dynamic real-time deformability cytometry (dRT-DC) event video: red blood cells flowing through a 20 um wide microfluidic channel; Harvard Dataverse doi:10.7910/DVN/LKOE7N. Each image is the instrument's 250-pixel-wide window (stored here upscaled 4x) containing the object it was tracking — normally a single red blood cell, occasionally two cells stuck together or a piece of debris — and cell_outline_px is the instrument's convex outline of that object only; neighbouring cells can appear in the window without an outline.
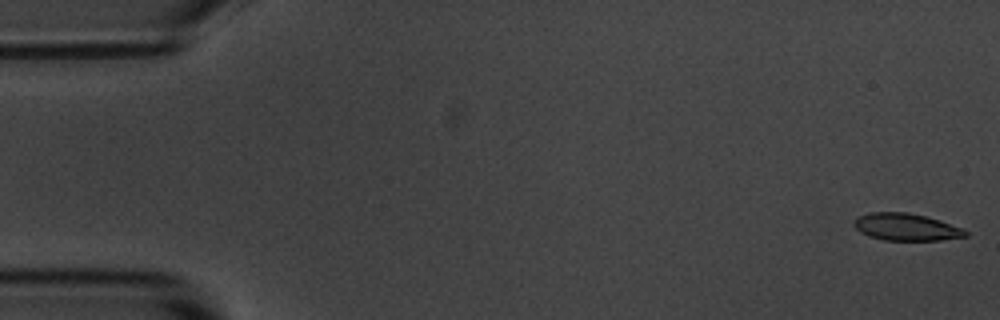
{"species": "common noctule bat (a hibernating species)", "species_latin": "Nyctalus noctula", "temperature_condition": "room temperature", "stored_images_in_passage": 55, "camera_frame_rate_fps": 3000, "um_per_image_px": 0.085, "animal": {"sex": "male", "body_mass_g": 20.1, "forearm_length_mm": 53.5}, "frame": {"image": 1, "passage_image": 1, "time_ms": 0.0, "image_size_px": [1000, 320], "cell_outline_px": [[968, 236], [940, 240], [884, 240], [868, 236], [860, 232], [852, 224], [852, 220], [868, 212], [908, 212], [940, 220], [964, 228], [968, 232]], "centroid_in_image_um": [77.01, 19.29], "position_along_channel_um": 8.0, "area_um2": 17.8}}
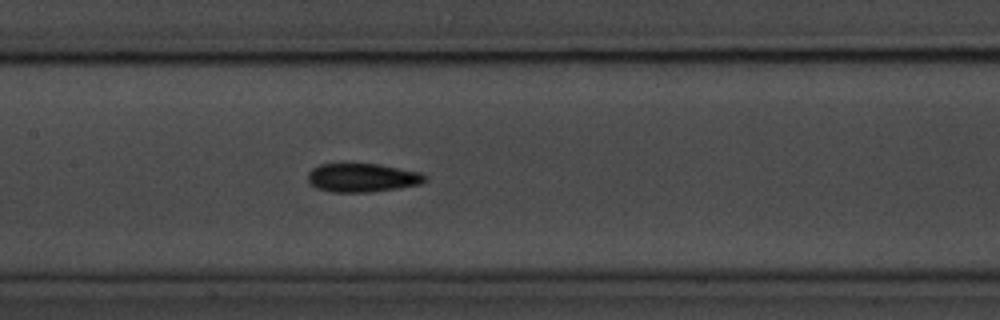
{"frame": {"image": 2, "passage_image": 26, "time_ms": 8.333, "image_size_px": [1000, 320], "cell_outline_px": [[428, 180], [420, 184], [396, 188], [368, 192], [332, 192], [316, 188], [308, 180], [308, 172], [312, 168], [320, 164], [380, 164], [420, 172], [428, 176]], "centroid_in_image_um": [30.81, 15.1], "position_along_channel_um": 176.6, "area_um2": 19.54}}
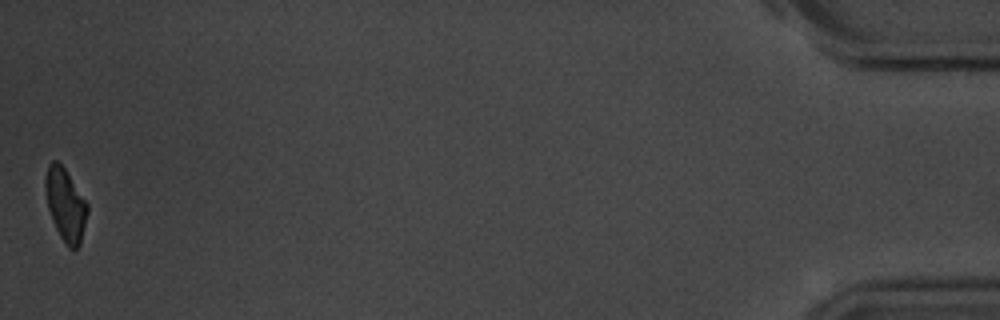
{"frame": {"image": 3, "passage_image": 55, "time_ms": 18.0, "image_size_px": [1000, 320], "cell_outline_px": [[88, 212], [80, 244], [76, 248], [68, 248], [60, 236], [52, 220], [48, 208], [44, 184], [44, 180], [48, 164], [52, 160], [56, 160], [64, 168], [88, 204]], "centroid_in_image_um": [5.55, 17.39], "position_along_channel_um": 429.6, "area_um2": 17.63}, "authors_computed_cell_mechanics": {"area_um2": 18.8428, "velocity_mm_per_s": 3.6144, "shape_relaxation_time_tau1_ms": 4.3486, "shape_relaxation_time_tau2_ms": 4.5159, "deformation_change_tau1": 0.1287, "deformation_change_tau2": 0.1055}}